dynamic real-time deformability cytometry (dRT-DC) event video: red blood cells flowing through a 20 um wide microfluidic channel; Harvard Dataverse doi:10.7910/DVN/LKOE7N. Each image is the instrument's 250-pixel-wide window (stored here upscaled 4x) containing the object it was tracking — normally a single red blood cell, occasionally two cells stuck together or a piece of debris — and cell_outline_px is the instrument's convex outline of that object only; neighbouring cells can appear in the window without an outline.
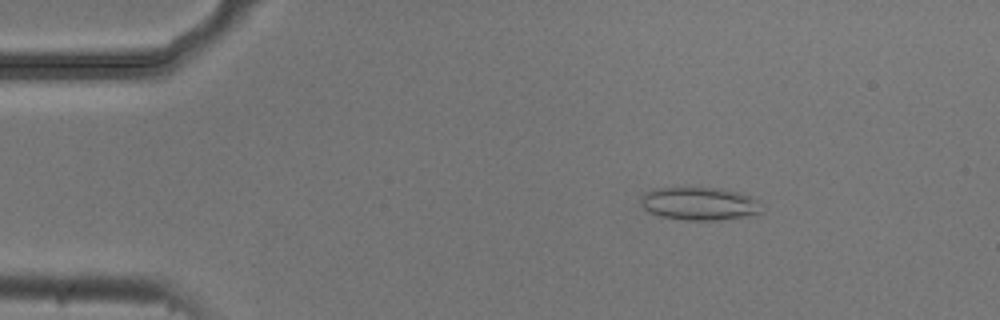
{"species": "common noctule bat (a hibernating species)", "species_latin": "Nyctalus noctula", "temperature_condition": "cold", "stored_images_in_passage": 5, "camera_frame_rate_fps": 3000, "um_per_image_px": 0.085, "animal": {"sex": "male", "body_mass_g": 20.5, "forearm_length_mm": 52.5}, "frame": {"image": 1, "passage_image": 3, "time_ms": 0.667, "image_size_px": [1000, 320], "cell_outline_px": [[764, 212], [748, 216], [712, 220], [684, 220], [660, 216], [648, 212], [640, 204], [640, 200], [644, 192], [656, 188], [720, 188], [740, 192], [760, 200]], "centroid_in_image_um": [59.48, 17.31], "position_along_channel_um": 25.5, "area_um2": 23.52}}